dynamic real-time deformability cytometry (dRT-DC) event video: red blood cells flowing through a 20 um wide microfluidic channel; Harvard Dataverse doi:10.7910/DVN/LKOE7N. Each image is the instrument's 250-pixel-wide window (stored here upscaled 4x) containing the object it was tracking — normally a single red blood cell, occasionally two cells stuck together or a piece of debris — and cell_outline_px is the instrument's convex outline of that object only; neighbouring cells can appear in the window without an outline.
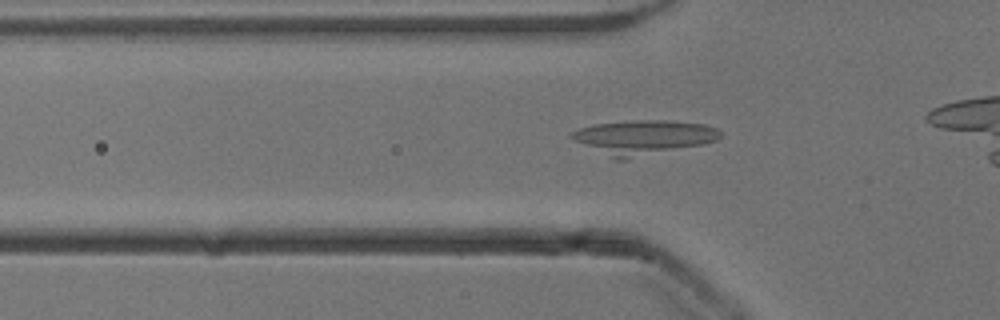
{"species": "common noctule bat (a hibernating species)", "species_latin": "Nyctalus noctula", "temperature_condition": "cold", "stored_images_in_passage": 30, "camera_frame_rate_fps": 3000, "um_per_image_px": 0.085, "animal": {"sex": "male", "body_mass_g": 13.3}, "frame": {"image": 1, "passage_image": 6, "time_ms": 1.667, "image_size_px": [1000, 320], "cell_outline_px": [[720, 136], [716, 140], [700, 144], [628, 160], [616, 160], [568, 136], [568, 132], [580, 128], [596, 124], [632, 120], [664, 120], [704, 124], [716, 128], [720, 132]], "centroid_in_image_um": [54.66, 11.67], "position_along_channel_um": 71.1, "area_um2": 29.42}}
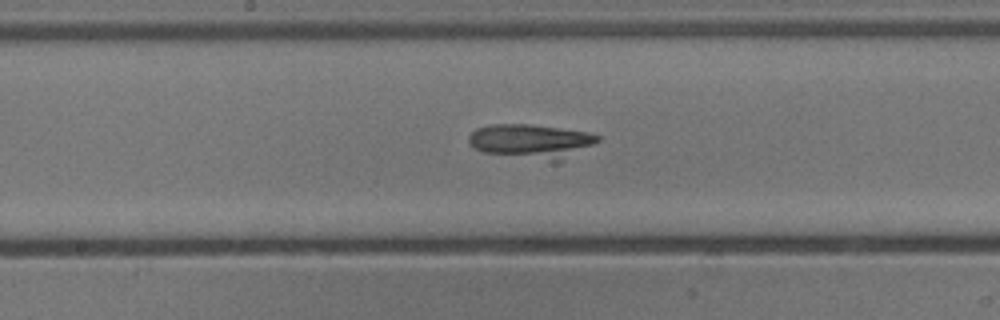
{"frame": {"image": 2, "passage_image": 16, "time_ms": 5.0, "image_size_px": [1000, 320], "cell_outline_px": [[600, 140], [560, 160], [552, 160], [484, 152], [468, 144], [468, 136], [476, 128], [492, 124], [528, 124], [588, 132], [600, 136]], "centroid_in_image_um": [45.09, 11.96], "position_along_channel_um": 203.1, "area_um2": 24.8}}
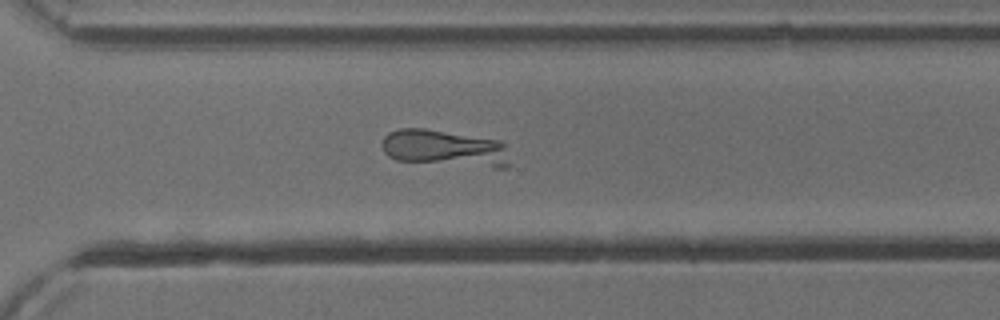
{"frame": {"image": 3, "passage_image": 26, "time_ms": 8.333, "image_size_px": [1000, 320], "cell_outline_px": [[508, 168], [492, 168], [396, 160], [388, 156], [384, 152], [384, 136], [388, 132], [400, 128], [424, 128], [496, 140], [504, 144], [508, 164]], "centroid_in_image_um": [37.77, 12.61], "position_along_channel_um": 332.8, "area_um2": 27.05}}